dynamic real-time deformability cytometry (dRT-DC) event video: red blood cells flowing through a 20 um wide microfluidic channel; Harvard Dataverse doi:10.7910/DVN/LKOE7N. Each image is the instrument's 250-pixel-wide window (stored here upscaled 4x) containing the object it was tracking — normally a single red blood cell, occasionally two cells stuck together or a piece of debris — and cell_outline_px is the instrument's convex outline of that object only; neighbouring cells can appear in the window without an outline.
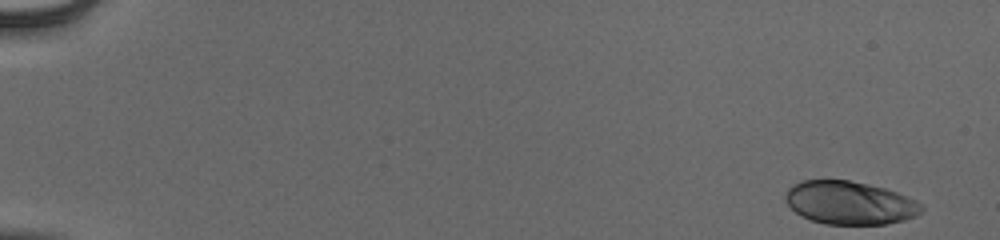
{"species": "human", "species_latin": "Homo sapiens", "temperature_condition": "cold", "stored_images_in_passage": 53, "camera_frame_rate_fps": 3000, "um_per_image_px": 0.085, "donor": {"sex": "male"}, "frame": {"image": 1, "passage_image": 1, "time_ms": 0.0, "image_size_px": [1000, 240], "cell_outline_px": [[924, 208], [916, 216], [904, 220], [884, 224], [824, 224], [812, 220], [796, 212], [784, 200], [784, 196], [788, 188], [792, 184], [804, 180], [848, 180], [868, 184], [884, 188], [896, 192], [920, 204]], "centroid_in_image_um": [72.19, 17.23], "position_along_channel_um": 12.8, "area_um2": 33.93}}
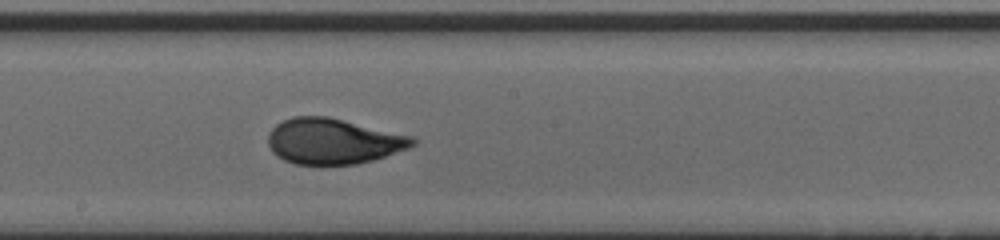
{"frame": {"image": 2, "passage_image": 31, "time_ms": 10.0, "image_size_px": [1000, 240], "cell_outline_px": [[416, 144], [408, 148], [372, 160], [356, 164], [296, 164], [284, 160], [276, 156], [272, 152], [268, 144], [268, 136], [272, 128], [276, 124], [292, 116], [328, 116], [416, 136]], "centroid_in_image_um": [28.34, 11.99], "position_along_channel_um": 219.9, "area_um2": 38.61}}
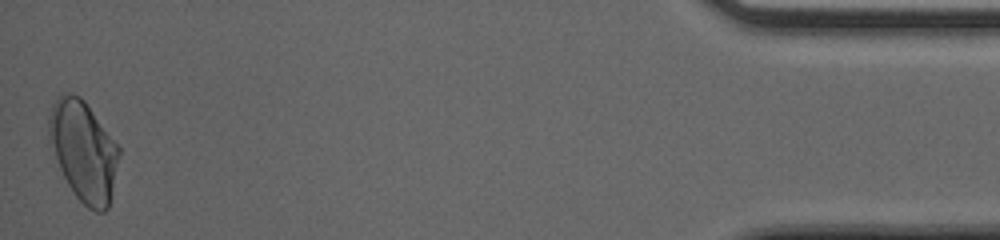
{"frame": {"image": 3, "passage_image": 53, "time_ms": 17.333, "image_size_px": [1000, 240], "cell_outline_px": [[120, 156], [108, 208], [104, 212], [96, 212], [88, 208], [76, 196], [68, 184], [60, 168], [48, 140], [48, 116], [52, 104], [60, 92], [72, 92], [80, 96], [84, 100], [120, 148]], "centroid_in_image_um": [7.08, 12.79], "position_along_channel_um": 428.1, "area_um2": 40.92}, "authors_computed_cell_mechanics": {"area_um2": 37.6856, "velocity_mm_per_s": 3.879, "shape_relaxation_time_tau1_ms": 4.7999, "shape_relaxation_time_tau2_ms": null, "deformation_change_tau1": 0.1636, "deformation_change_tau2": null}}